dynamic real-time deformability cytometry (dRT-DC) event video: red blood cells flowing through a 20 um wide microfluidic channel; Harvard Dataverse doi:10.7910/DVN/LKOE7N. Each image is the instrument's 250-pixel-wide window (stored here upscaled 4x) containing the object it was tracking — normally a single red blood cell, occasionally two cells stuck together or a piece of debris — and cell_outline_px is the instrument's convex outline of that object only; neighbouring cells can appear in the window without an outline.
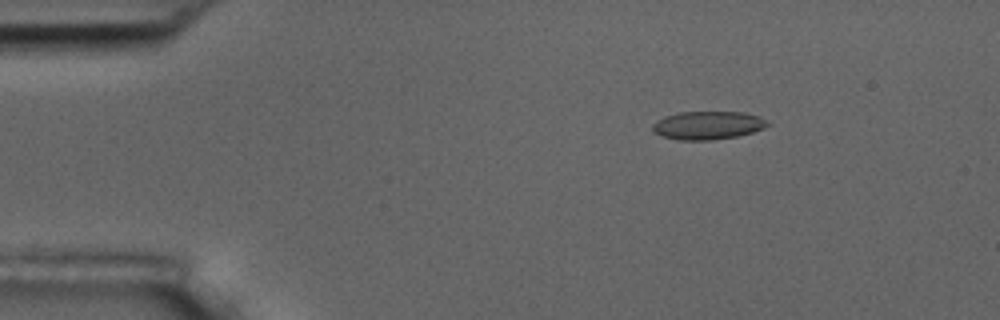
{"species": "common noctule bat (a hibernating species)", "species_latin": "Nyctalus noctula", "temperature_condition": "room temperature", "stored_images_in_passage": 9, "camera_frame_rate_fps": 3000, "um_per_image_px": 0.085, "animal": {"sex": "male", "body_mass_g": 17.5, "forearm_length_mm": 52.3}, "frame": {"image": 1, "passage_image": 3, "time_ms": 2.333, "image_size_px": [1000, 320], "cell_outline_px": [[772, 124], [764, 128], [752, 132], [736, 136], [712, 140], [680, 140], [660, 136], [652, 132], [652, 124], [656, 120], [664, 116], [680, 112], [744, 112], [760, 116], [768, 120]], "centroid_in_image_um": [60.16, 10.65], "position_along_channel_um": 24.8, "area_um2": 19.19}}
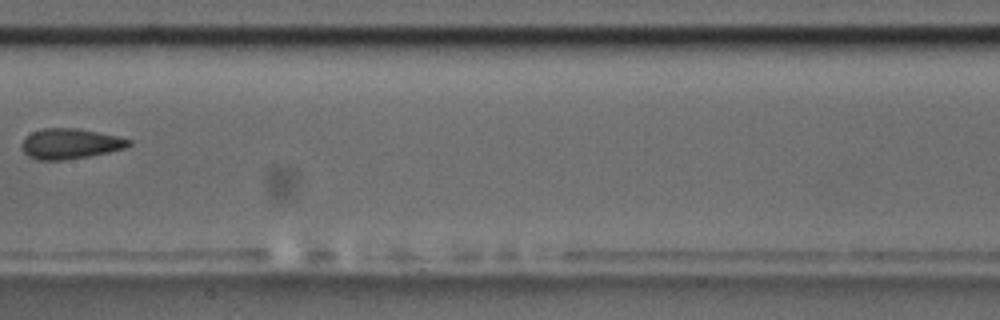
{"frame": {"image": 2, "passage_image": 8, "time_ms": 9.0, "image_size_px": [1000, 320], "cell_outline_px": [[132, 144], [124, 148], [108, 152], [88, 156], [64, 160], [36, 160], [28, 156], [20, 148], [20, 144], [32, 132], [44, 128], [80, 128], [116, 136], [132, 140]], "centroid_in_image_um": [5.94, 12.22], "position_along_channel_um": 201.5, "area_um2": 18.9}}
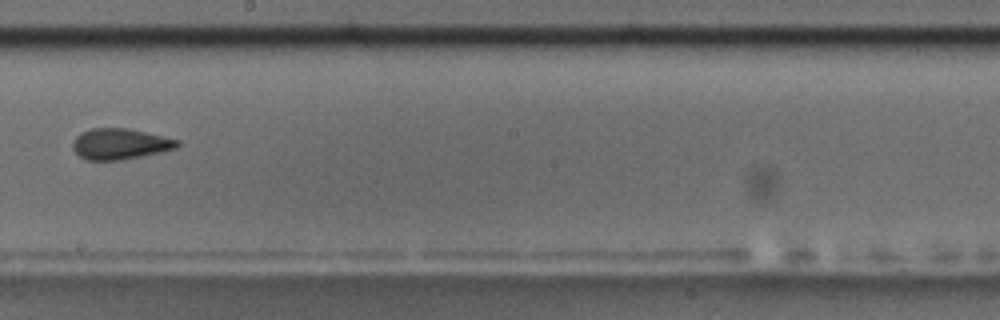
{"frame": {"image": 3, "passage_image": 9, "time_ms": 10.0, "image_size_px": [1000, 320], "cell_outline_px": [[180, 144], [176, 148], [160, 152], [120, 160], [88, 160], [80, 156], [72, 148], [72, 140], [80, 132], [92, 128], [128, 128], [180, 140]], "centroid_in_image_um": [10.18, 12.22], "position_along_channel_um": 238.0, "area_um2": 18.79}}